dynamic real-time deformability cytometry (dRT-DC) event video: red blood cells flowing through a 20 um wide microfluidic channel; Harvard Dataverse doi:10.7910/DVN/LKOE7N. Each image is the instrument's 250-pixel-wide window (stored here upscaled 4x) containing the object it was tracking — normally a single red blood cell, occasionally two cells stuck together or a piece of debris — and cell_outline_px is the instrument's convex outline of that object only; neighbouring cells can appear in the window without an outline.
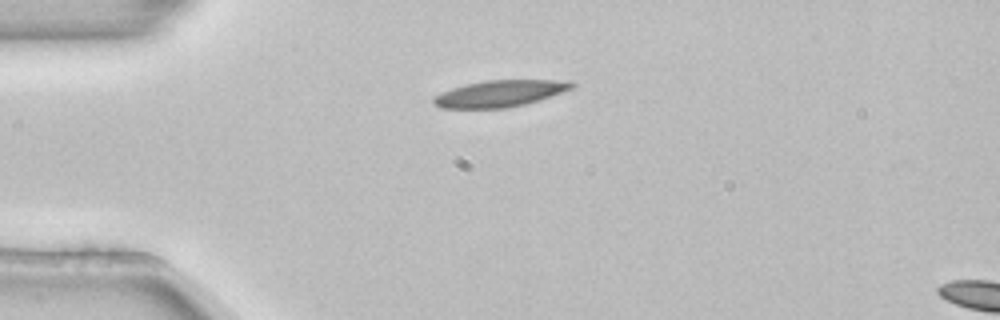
{"species": "common noctule bat (a hibernating species)", "species_latin": "Nyctalus noctula", "temperature_condition": "room temperature", "stored_images_in_passage": 2, "camera_frame_rate_fps": 3000, "um_per_image_px": 0.085, "animal": {"sex": "female", "body_mass_g": 22.7, "forearm_length_mm": 54.2}, "frame": {"image": 1, "passage_image": 1, "time_ms": 0.0, "image_size_px": [1000, 320], "cell_outline_px": [[576, 84], [572, 88], [540, 100], [524, 104], [504, 108], [440, 108], [432, 104], [432, 100], [436, 96], [452, 88], [484, 80], [552, 80]], "centroid_in_image_um": [42.44, 7.96], "position_along_channel_um": 42.6, "area_um2": 20.98}}